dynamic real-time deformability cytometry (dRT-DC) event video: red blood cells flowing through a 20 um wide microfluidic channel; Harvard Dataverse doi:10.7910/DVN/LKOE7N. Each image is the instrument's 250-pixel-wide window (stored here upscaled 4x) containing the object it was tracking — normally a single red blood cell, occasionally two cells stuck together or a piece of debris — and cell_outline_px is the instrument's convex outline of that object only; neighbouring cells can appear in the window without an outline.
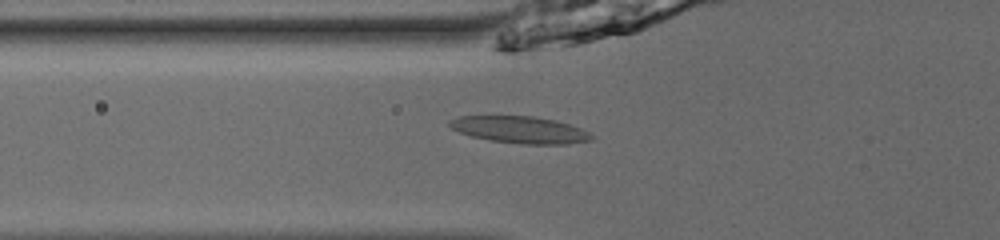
{"species": "common noctule bat (a hibernating species)", "species_latin": "Nyctalus noctula", "temperature_condition": "room temperature", "stored_images_in_passage": 54, "camera_frame_rate_fps": 3000, "um_per_image_px": 0.085, "animal": {"sex": "male", "body_mass_g": 13.0, "forearm_length_mm": 53.1}, "frame": {"image": 1, "passage_image": 22, "time_ms": 7.0, "image_size_px": [1000, 240], "cell_outline_px": [[596, 136], [592, 140], [568, 144], [524, 144], [492, 140], [472, 136], [460, 132], [452, 128], [448, 124], [448, 120], [460, 116], [532, 116], [556, 120], [580, 128]], "centroid_in_image_um": [44.23, 11.02], "position_along_channel_um": 81.6, "area_um2": 22.14}}
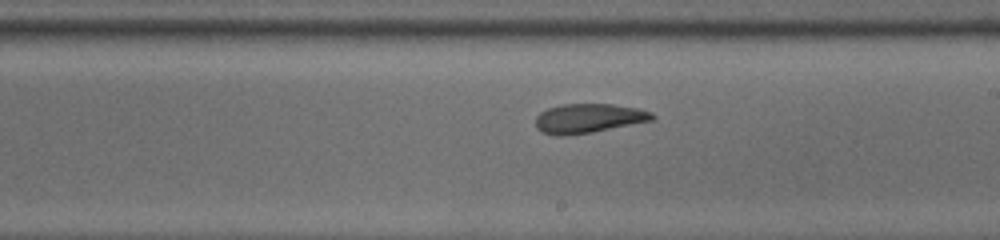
{"frame": {"image": 2, "passage_image": 34, "time_ms": 11.0, "image_size_px": [1000, 240], "cell_outline_px": [[656, 116], [652, 120], [592, 132], [564, 136], [556, 136], [540, 132], [536, 128], [536, 116], [540, 112], [548, 108], [560, 104], [612, 104], [640, 108], [652, 112]], "centroid_in_image_um": [50.0, 10.05], "position_along_channel_um": 239.0, "area_um2": 20.06}}
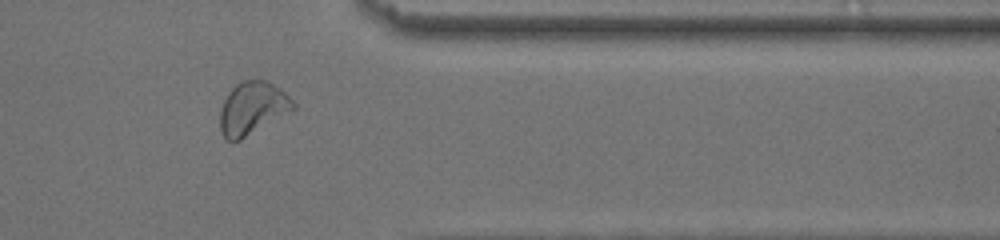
{"frame": {"image": 3, "passage_image": 46, "time_ms": 15.0, "image_size_px": [1000, 240], "cell_outline_px": [[296, 108], [240, 140], [224, 140], [220, 132], [220, 112], [224, 100], [228, 92], [236, 84], [244, 80], [264, 80], [280, 88], [296, 104]], "centroid_in_image_um": [21.43, 9.2], "position_along_channel_um": 390.0, "area_um2": 22.25}, "authors_computed_cell_mechanics": {"area_um2": 22.0507, "velocity_mm_per_s": 3.9092, "shape_relaxation_time_tau1_ms": 8.5814, "shape_relaxation_time_tau2_ms": 2.2574, "deformation_change_tau1": 0.1623, "deformation_change_tau2": 0.0885}}